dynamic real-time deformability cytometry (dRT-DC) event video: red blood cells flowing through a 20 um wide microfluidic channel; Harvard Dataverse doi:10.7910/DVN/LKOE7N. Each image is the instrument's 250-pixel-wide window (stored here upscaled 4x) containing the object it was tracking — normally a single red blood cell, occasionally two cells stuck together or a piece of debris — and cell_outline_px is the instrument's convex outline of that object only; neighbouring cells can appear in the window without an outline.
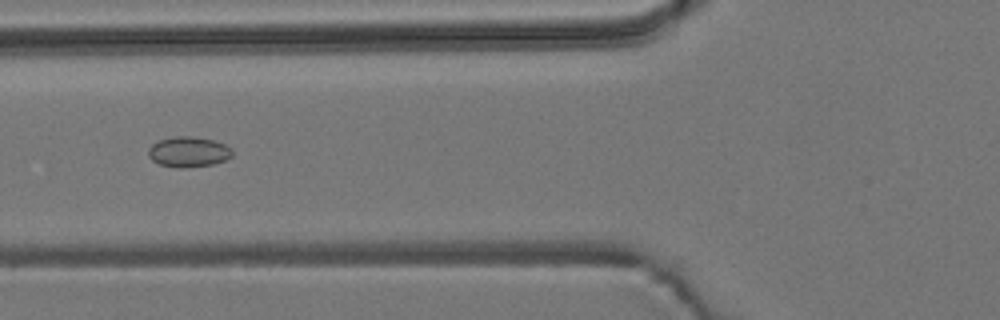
{"species": "common noctule bat (a hibernating species)", "species_latin": "Nyctalus noctula", "temperature_condition": "room temperature", "stored_images_in_passage": 39, "camera_frame_rate_fps": 3000, "um_per_image_px": 0.085, "animal": {"sex": "male", "body_mass_g": 19.2, "forearm_length_mm": 51.8}, "frame": {"image": 1, "passage_image": 6, "time_ms": 1.667, "image_size_px": [1000, 320], "cell_outline_px": [[232, 156], [224, 160], [212, 164], [184, 168], [176, 168], [160, 164], [152, 160], [148, 156], [148, 148], [152, 144], [160, 140], [176, 136], [192, 136], [212, 140], [224, 144], [232, 148]], "centroid_in_image_um": [16.01, 12.91], "position_along_channel_um": 109.8, "area_um2": 14.8}}
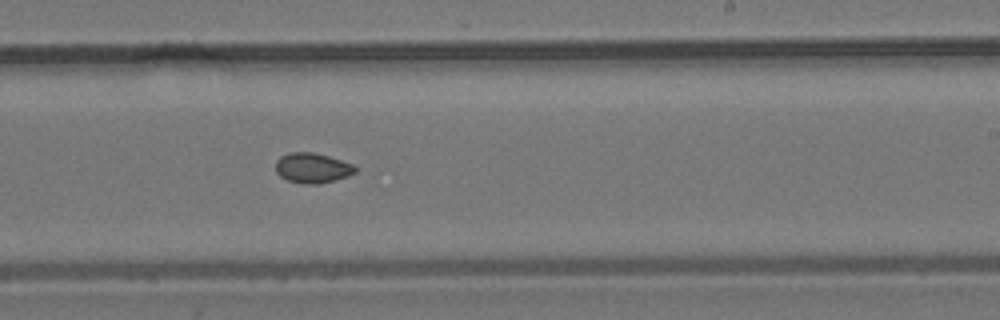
{"frame": {"image": 2, "passage_image": 18, "time_ms": 5.667, "image_size_px": [1000, 320], "cell_outline_px": [[356, 172], [348, 176], [320, 184], [304, 184], [288, 180], [280, 176], [276, 172], [276, 160], [280, 156], [288, 152], [312, 152], [328, 156], [352, 164], [356, 168]], "centroid_in_image_um": [26.53, 14.27], "position_along_channel_um": 262.5, "area_um2": 13.93}}
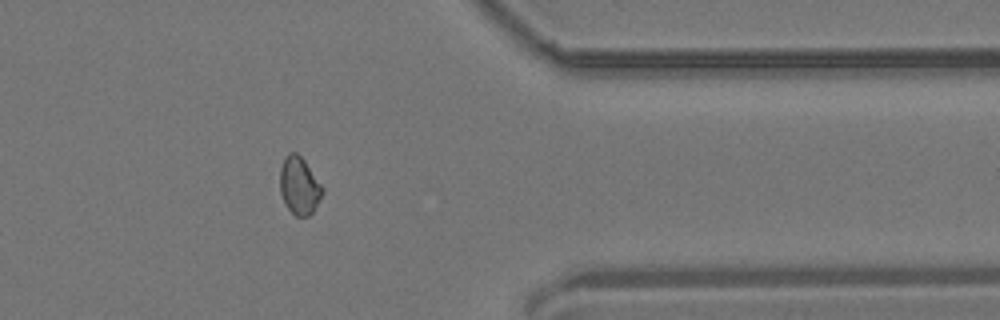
{"frame": {"image": 3, "passage_image": 29, "time_ms": 9.333, "image_size_px": [1000, 320], "cell_outline_px": [[324, 192], [312, 212], [308, 216], [296, 216], [288, 208], [280, 192], [280, 168], [284, 156], [288, 152], [296, 152], [304, 160], [324, 188]], "centroid_in_image_um": [25.43, 15.76], "position_along_channel_um": 386.0, "area_um2": 14.16}, "authors_computed_cell_mechanics": {"area_um2": 14.0454, "velocity_mm_per_s": 3.8141, "shape_relaxation_time_tau1_ms": null, "shape_relaxation_time_tau2_ms": 4.8864, "deformation_change_tau1": null, "deformation_change_tau2": 0.0701}}